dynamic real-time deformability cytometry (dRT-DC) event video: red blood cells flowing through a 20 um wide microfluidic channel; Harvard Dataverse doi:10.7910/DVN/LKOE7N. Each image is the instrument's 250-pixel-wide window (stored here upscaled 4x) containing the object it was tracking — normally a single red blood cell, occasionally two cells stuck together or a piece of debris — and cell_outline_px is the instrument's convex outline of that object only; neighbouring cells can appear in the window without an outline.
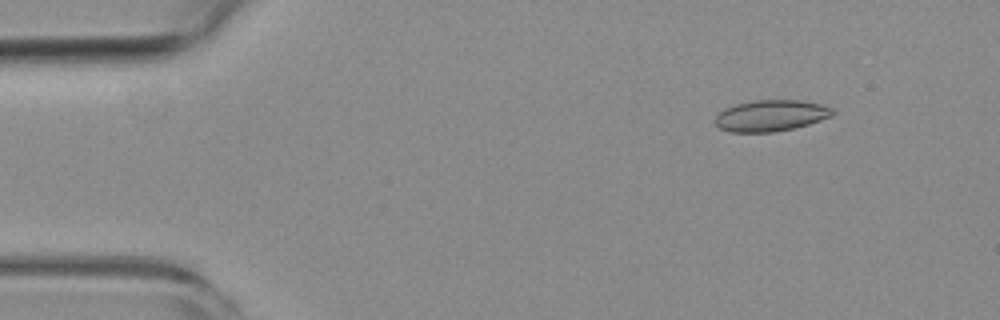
{"species": "common noctule bat (a hibernating species)", "species_latin": "Nyctalus noctula", "temperature_condition": "room temperature", "stored_images_in_passage": 29, "camera_frame_rate_fps": 3000, "um_per_image_px": 0.085, "animal": {"sex": "female", "body_mass_g": 19.3, "forearm_length_mm": 54.1}, "frame": {"image": 1, "passage_image": 6, "time_ms": 1.667, "image_size_px": [1000, 320], "cell_outline_px": [[836, 112], [832, 116], [808, 124], [792, 128], [772, 132], [728, 132], [720, 128], [712, 120], [724, 108], [736, 104], [756, 100], [800, 100], [820, 104], [832, 108]], "centroid_in_image_um": [65.5, 9.83], "position_along_channel_um": 19.5, "area_um2": 21.39}}
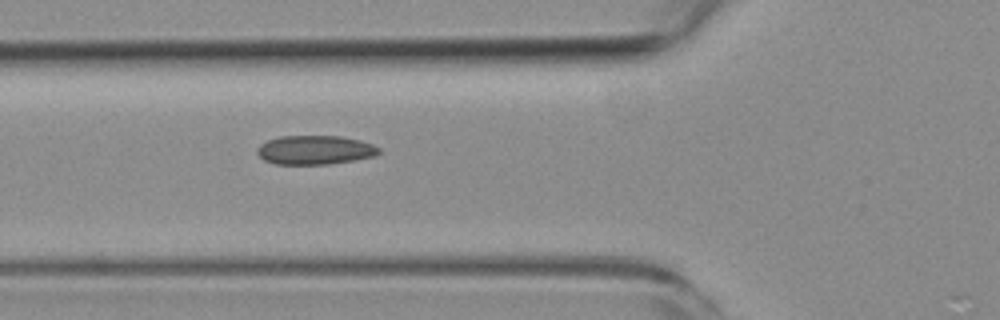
{"frame": {"image": 2, "passage_image": 19, "time_ms": 6.0, "image_size_px": [1000, 320], "cell_outline_px": [[380, 152], [376, 156], [328, 164], [276, 164], [264, 160], [256, 152], [256, 148], [260, 144], [268, 140], [280, 136], [340, 136], [360, 140], [372, 144], [380, 148]], "centroid_in_image_um": [26.76, 12.74], "position_along_channel_um": 99.0, "area_um2": 20.58}}
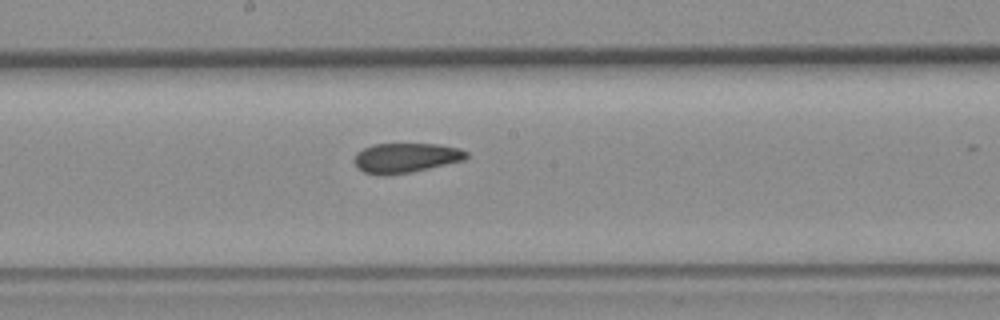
{"frame": {"image": 3, "passage_image": 28, "time_ms": 9.0, "image_size_px": [1000, 320], "cell_outline_px": [[468, 156], [464, 160], [412, 172], [388, 176], [380, 176], [364, 172], [356, 168], [352, 160], [356, 152], [372, 144], [440, 144], [460, 148], [468, 152]], "centroid_in_image_um": [34.44, 13.43], "position_along_channel_um": 213.8, "area_um2": 19.83}}